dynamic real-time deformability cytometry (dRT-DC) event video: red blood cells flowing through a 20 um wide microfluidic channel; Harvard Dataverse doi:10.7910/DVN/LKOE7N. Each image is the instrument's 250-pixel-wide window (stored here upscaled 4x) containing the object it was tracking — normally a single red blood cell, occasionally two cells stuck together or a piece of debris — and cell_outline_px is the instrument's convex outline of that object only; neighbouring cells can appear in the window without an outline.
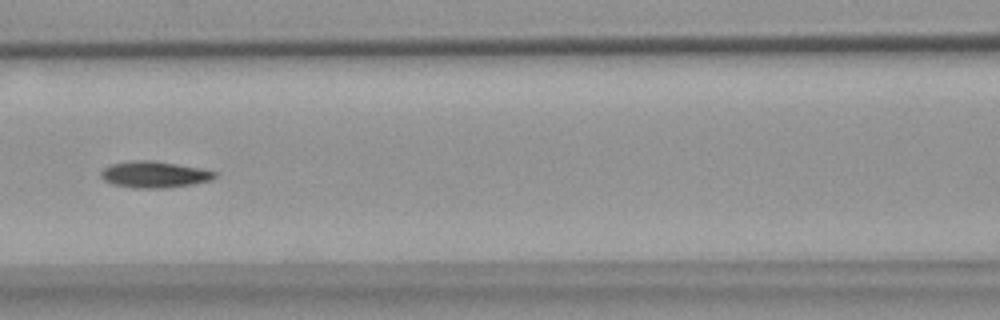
{"species": "common noctule bat (a hibernating species)", "species_latin": "Nyctalus noctula", "temperature_condition": "warm", "stored_images_in_passage": 8, "camera_frame_rate_fps": 3000, "um_per_image_px": 0.085, "animal": {"sex": "female", "body_mass_g": 18.4}, "frame": {"image": 1, "passage_image": 4, "time_ms": 3.667, "image_size_px": [1000, 320], "cell_outline_px": [[216, 176], [212, 180], [192, 184], [164, 188], [136, 188], [112, 184], [104, 180], [100, 176], [100, 172], [104, 168], [112, 164], [136, 160], [152, 160], [200, 168], [216, 172]], "centroid_in_image_um": [13.11, 14.83], "position_along_channel_um": 153.5, "area_um2": 17.4}}
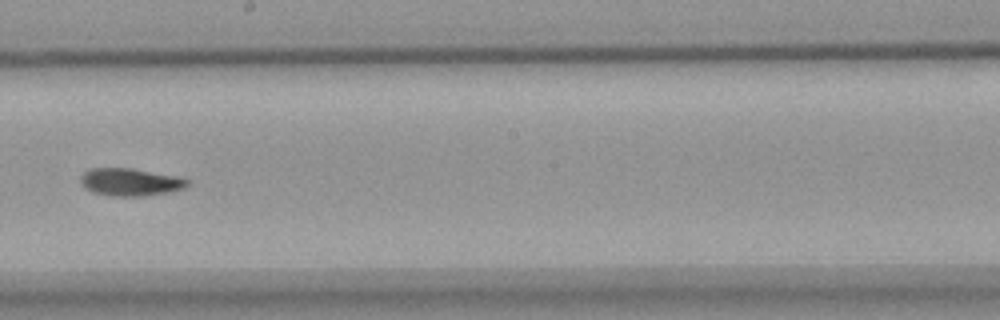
{"frame": {"image": 2, "passage_image": 6, "time_ms": 6.0, "image_size_px": [1000, 320], "cell_outline_px": [[192, 180], [184, 188], [168, 192], [140, 196], [112, 196], [92, 192], [84, 188], [80, 184], [80, 176], [88, 168], [128, 168], [180, 176]], "centroid_in_image_um": [11.06, 15.47], "position_along_channel_um": 237.1, "area_um2": 17.34}}
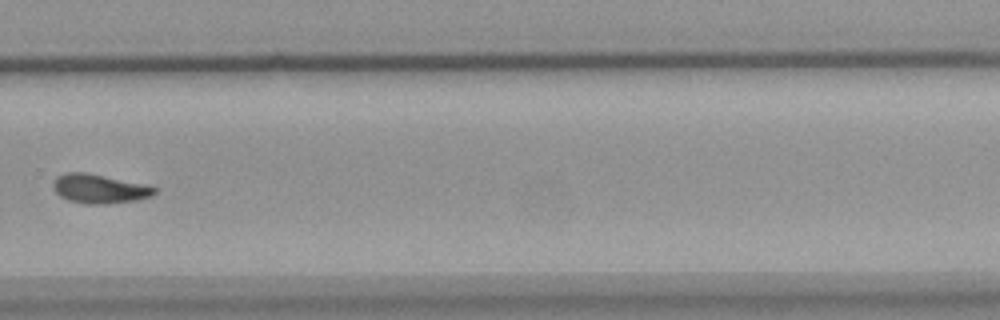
{"frame": {"image": 3, "passage_image": 8, "time_ms": 8.333, "image_size_px": [1000, 320], "cell_outline_px": [[156, 192], [152, 196], [136, 200], [108, 204], [84, 204], [68, 200], [60, 196], [56, 192], [52, 184], [56, 176], [64, 172], [88, 172], [140, 184], [156, 188]], "centroid_in_image_um": [8.39, 16.05], "position_along_channel_um": 321.4, "area_um2": 17.11}}